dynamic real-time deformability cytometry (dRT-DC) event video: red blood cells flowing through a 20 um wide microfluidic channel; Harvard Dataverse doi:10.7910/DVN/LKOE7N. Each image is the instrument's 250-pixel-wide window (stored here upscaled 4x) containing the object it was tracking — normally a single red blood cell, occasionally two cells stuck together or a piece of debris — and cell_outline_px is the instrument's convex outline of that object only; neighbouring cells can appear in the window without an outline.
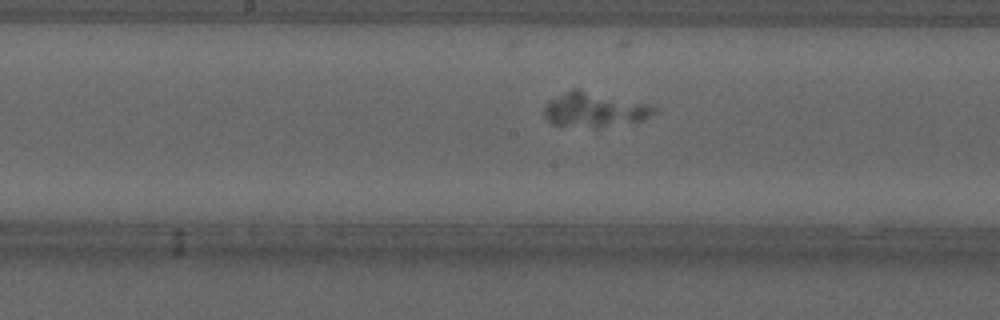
{"species": "common noctule bat (a hibernating species)", "species_latin": "Nyctalus noctula", "temperature_condition": "cold", "stored_images_in_passage": 34, "camera_frame_rate_fps": 3000, "um_per_image_px": 0.085, "animal": {"sex": "male", "forearm_length_mm": 52.5}, "frame": {"image": 1, "passage_image": 11, "time_ms": 3.333, "image_size_px": [1000, 320], "cell_outline_px": [[656, 112], [640, 120], [596, 128], [552, 124], [544, 116], [544, 104], [548, 100], [572, 88], [576, 88], [648, 104], [656, 108]], "centroid_in_image_um": [50.45, 9.31], "position_along_channel_um": 197.7, "area_um2": 21.96}}
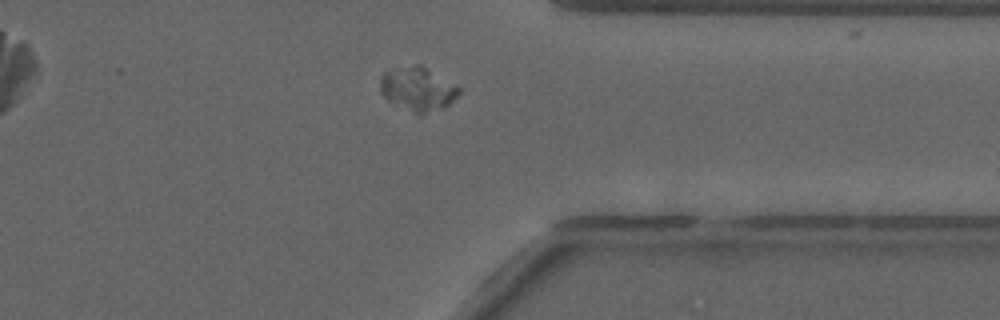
{"frame": {"image": 2, "passage_image": 26, "time_ms": 8.333, "image_size_px": [1000, 320], "cell_outline_px": [[460, 92], [448, 104], [440, 108], [420, 116], [388, 100], [380, 92], [380, 76], [388, 68], [416, 64], [420, 64], [460, 88]], "centroid_in_image_um": [35.44, 7.54], "position_along_channel_um": 376.0, "area_um2": 20.0}}
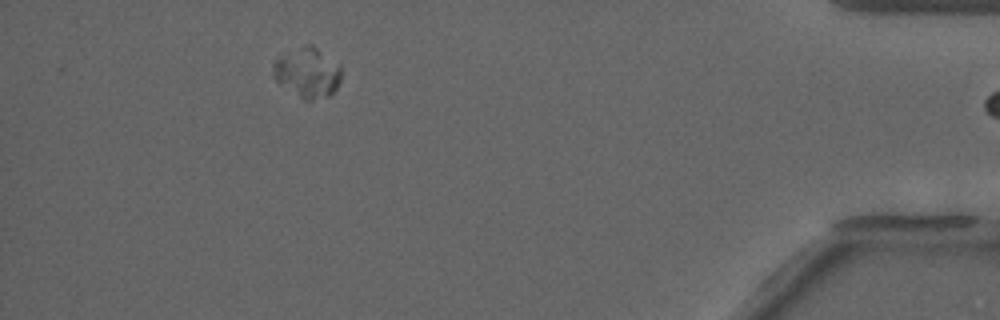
{"frame": {"image": 3, "passage_image": 33, "time_ms": 10.667, "image_size_px": [1000, 320], "cell_outline_px": [[340, 80], [336, 88], [328, 96], [312, 100], [304, 100], [280, 84], [276, 80], [272, 72], [272, 64], [276, 60], [284, 60], [340, 64]], "centroid_in_image_um": [26.12, 6.62], "position_along_channel_um": 409.1, "area_um2": 15.03}}